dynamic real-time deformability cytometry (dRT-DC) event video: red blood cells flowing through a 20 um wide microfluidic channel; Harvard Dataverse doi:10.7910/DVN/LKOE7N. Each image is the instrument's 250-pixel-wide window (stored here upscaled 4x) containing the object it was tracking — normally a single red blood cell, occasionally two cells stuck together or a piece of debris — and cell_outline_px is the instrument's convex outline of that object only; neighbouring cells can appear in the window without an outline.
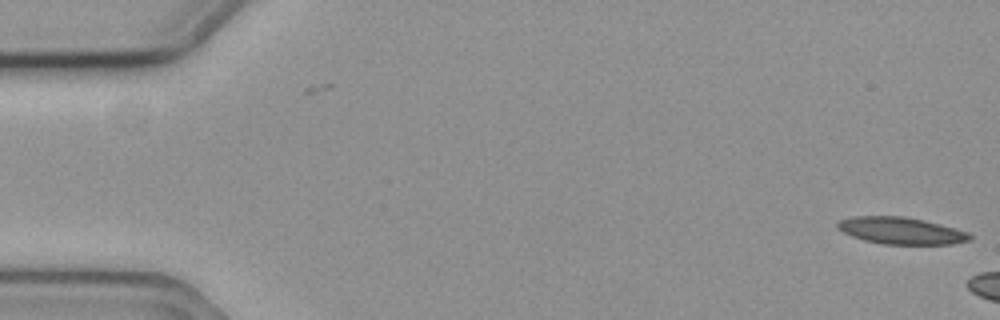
{"species": "common noctule bat (a hibernating species)", "species_latin": "Nyctalus noctula", "temperature_condition": "cold", "stored_images_in_passage": 5, "camera_frame_rate_fps": 3000, "um_per_image_px": 0.085, "animal": {"sex": "female", "body_mass_g": 19.3, "forearm_length_mm": 54.1}, "frame": {"image": 1, "passage_image": 5, "time_ms": 1.333, "image_size_px": [1000, 320], "cell_outline_px": [[972, 240], [952, 244], [884, 244], [864, 240], [852, 236], [836, 228], [836, 220], [852, 216], [904, 216], [924, 220], [940, 224], [968, 232], [972, 236]], "centroid_in_image_um": [76.56, 19.6], "position_along_channel_um": 8.4, "area_um2": 20.87}}